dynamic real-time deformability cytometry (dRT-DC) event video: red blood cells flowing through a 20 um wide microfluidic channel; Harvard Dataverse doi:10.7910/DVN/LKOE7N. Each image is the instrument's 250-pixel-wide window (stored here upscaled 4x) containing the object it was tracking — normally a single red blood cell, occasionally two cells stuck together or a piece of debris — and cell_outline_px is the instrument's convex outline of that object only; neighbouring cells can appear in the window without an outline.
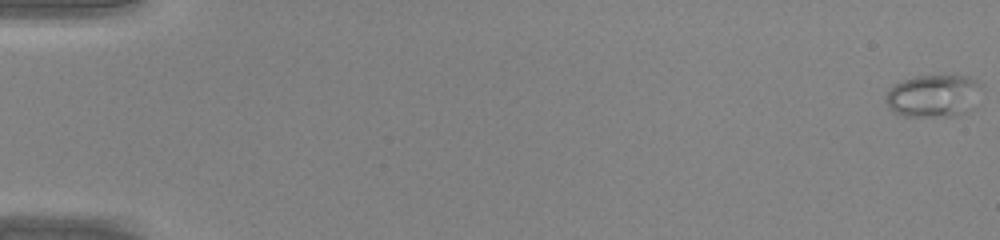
{"species": "common noctule bat (a hibernating species)", "species_latin": "Nyctalus noctula", "temperature_condition": "warm", "stored_images_in_passage": 47, "camera_frame_rate_fps": 3000, "um_per_image_px": 0.085, "animal": {"sex": "male", "body_mass_g": 20.0, "forearm_length_mm": 53.3}, "frame": {"image": 1, "passage_image": 1, "time_ms": 0.0, "image_size_px": [1000, 240], "cell_outline_px": [[984, 84], [972, 108], [968, 112], [956, 116], [904, 116], [888, 108], [888, 88], [900, 80], [916, 76], [972, 76]], "centroid_in_image_um": [79.4, 8.13], "position_along_channel_um": 5.6, "area_um2": 23.93}}
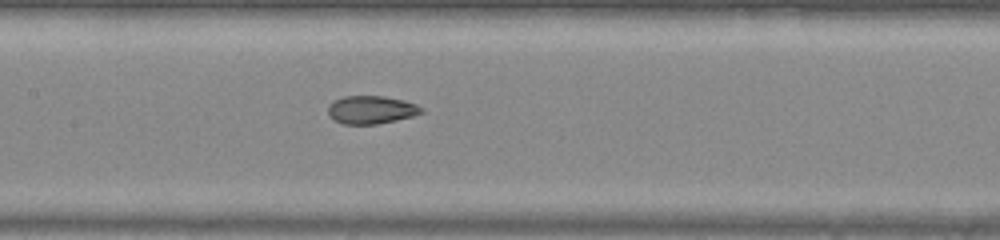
{"frame": {"image": 2, "passage_image": 24, "time_ms": 7.667, "image_size_px": [1000, 240], "cell_outline_px": [[424, 112], [412, 116], [396, 120], [376, 124], [344, 124], [332, 120], [328, 116], [328, 104], [332, 100], [344, 96], [384, 96], [404, 100], [416, 104], [424, 108]], "centroid_in_image_um": [31.52, 9.33], "position_along_channel_um": 175.9, "area_um2": 15.49}}
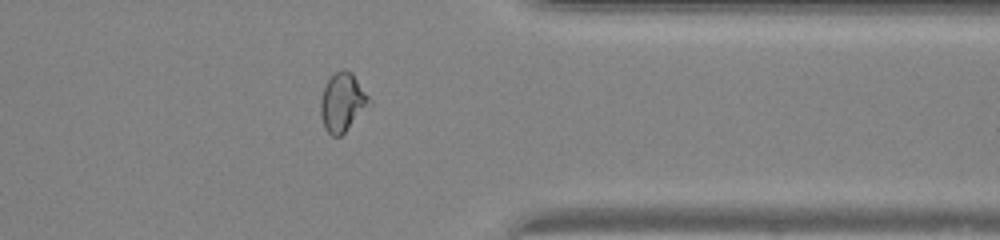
{"frame": {"image": 3, "passage_image": 38, "time_ms": 12.333, "image_size_px": [1000, 240], "cell_outline_px": [[372, 104], [340, 136], [332, 136], [324, 128], [320, 116], [320, 100], [324, 84], [336, 72], [344, 68], [352, 72], [372, 100]], "centroid_in_image_um": [29.11, 8.69], "position_along_channel_um": 382.3, "area_um2": 16.82}}